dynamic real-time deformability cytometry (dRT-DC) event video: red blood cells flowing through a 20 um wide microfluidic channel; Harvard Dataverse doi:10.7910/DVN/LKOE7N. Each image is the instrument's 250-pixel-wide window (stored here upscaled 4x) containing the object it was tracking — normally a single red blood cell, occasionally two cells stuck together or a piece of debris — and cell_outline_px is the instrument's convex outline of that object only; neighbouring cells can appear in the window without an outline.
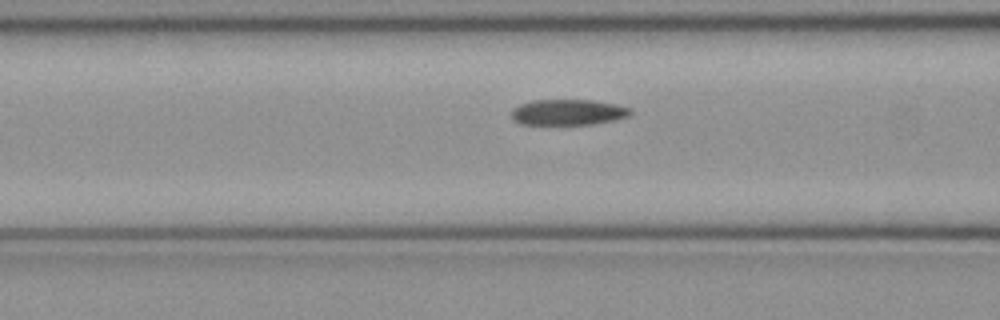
{"species": "common noctule bat (a hibernating species)", "species_latin": "Nyctalus noctula", "temperature_condition": "cold", "stored_images_in_passage": 36, "camera_frame_rate_fps": 3000, "um_per_image_px": 0.085, "animal": {"sex": "female", "body_mass_g": 21.9}, "frame": {"image": 1, "passage_image": 5, "time_ms": 1.333, "image_size_px": [1000, 320], "cell_outline_px": [[632, 112], [628, 116], [612, 120], [592, 124], [520, 124], [512, 120], [512, 108], [520, 104], [532, 100], [592, 100], [616, 104], [632, 108]], "centroid_in_image_um": [48.26, 9.53], "position_along_channel_um": 118.3, "area_um2": 17.86}}
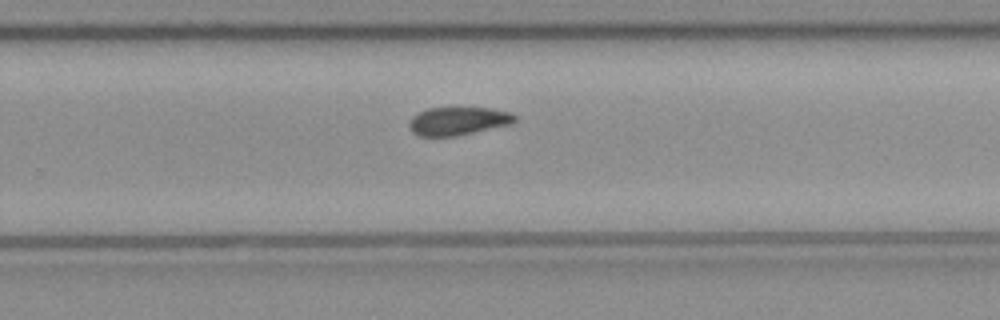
{"frame": {"image": 2, "passage_image": 18, "time_ms": 5.667, "image_size_px": [1000, 320], "cell_outline_px": [[516, 120], [512, 124], [456, 136], [416, 136], [408, 128], [408, 124], [412, 116], [428, 108], [488, 108], [512, 112], [516, 116]], "centroid_in_image_um": [38.93, 10.29], "position_along_channel_um": 290.9, "area_um2": 17.46}}
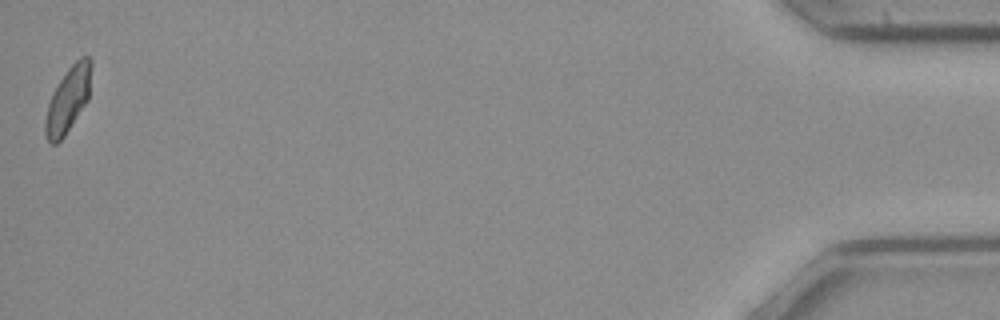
{"frame": {"image": 3, "passage_image": 36, "time_ms": 11.667, "image_size_px": [1000, 320], "cell_outline_px": [[92, 64], [88, 100], [64, 136], [56, 144], [52, 144], [44, 136], [44, 120], [48, 104], [52, 92], [68, 68], [80, 56], [88, 56], [92, 60]], "centroid_in_image_um": [5.77, 8.46], "position_along_channel_um": 429.4, "area_um2": 17.57}, "authors_computed_cell_mechanics": {"area_um2": 18.0625, "velocity_mm_per_s": 3.9817, "shape_relaxation_time_tau1_ms": 8.6049, "shape_relaxation_time_tau2_ms": 5.2332, "deformation_change_tau1": 0.155, "deformation_change_tau2": 0.0976}}